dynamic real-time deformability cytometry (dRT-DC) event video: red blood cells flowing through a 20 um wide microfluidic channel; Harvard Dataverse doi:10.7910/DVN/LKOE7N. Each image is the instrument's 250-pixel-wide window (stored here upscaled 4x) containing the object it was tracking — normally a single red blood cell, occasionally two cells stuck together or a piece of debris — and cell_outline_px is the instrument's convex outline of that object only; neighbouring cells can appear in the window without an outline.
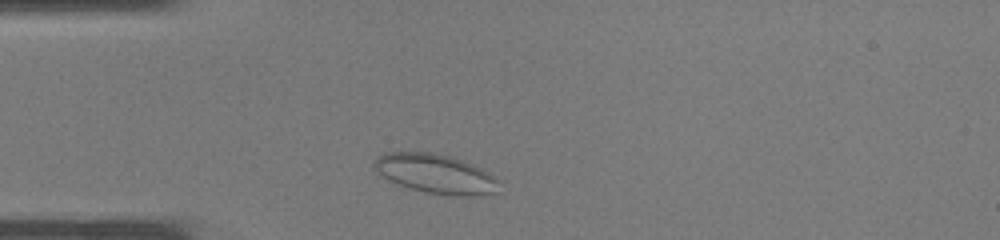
{"species": "common noctule bat (a hibernating species)", "species_latin": "Nyctalus noctula", "temperature_condition": "warm", "stored_images_in_passage": 25, "camera_frame_rate_fps": 3000, "um_per_image_px": 0.085, "animal": {"sex": "male", "body_mass_g": 19.0, "forearm_length_mm": 50.8}, "frame": {"image": 1, "passage_image": 3, "time_ms": 0.667, "image_size_px": [1000, 240], "cell_outline_px": [[500, 180], [496, 192], [472, 196], [460, 196], [428, 192], [412, 188], [400, 184], [380, 176], [372, 168], [372, 164], [376, 156], [384, 152], [432, 152], [452, 156], [472, 164], [496, 176]], "centroid_in_image_um": [37.0, 14.74], "position_along_channel_um": 48.0, "area_um2": 28.67}}
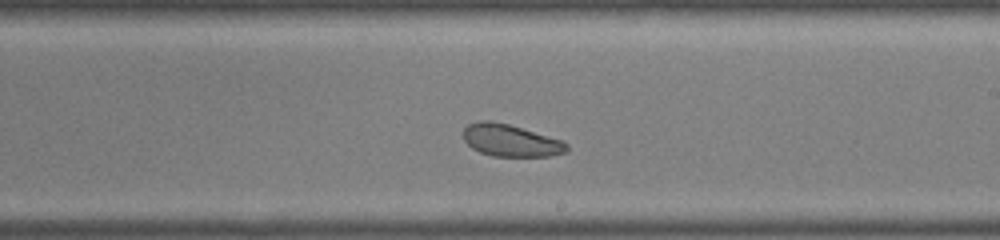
{"frame": {"image": 2, "passage_image": 15, "time_ms": 4.667, "image_size_px": [1000, 240], "cell_outline_px": [[568, 152], [548, 156], [492, 156], [480, 152], [472, 148], [464, 140], [464, 128], [468, 124], [480, 120], [492, 120], [508, 124], [564, 140], [568, 144]], "centroid_in_image_um": [43.43, 11.93], "position_along_channel_um": 245.6, "area_um2": 19.48}}
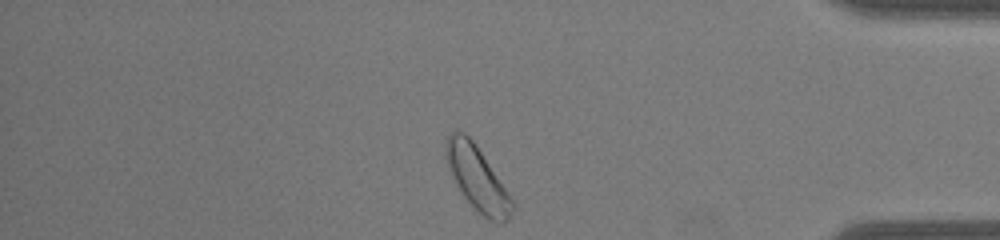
{"frame": {"image": 3, "passage_image": 25, "time_ms": 8.0, "image_size_px": [1000, 240], "cell_outline_px": [[516, 208], [508, 220], [504, 224], [500, 224], [488, 220], [464, 196], [444, 156], [444, 144], [448, 136], [456, 128], [464, 132], [476, 144], [512, 200]], "centroid_in_image_um": [40.58, 15.15], "position_along_channel_um": 394.6, "area_um2": 24.22}}